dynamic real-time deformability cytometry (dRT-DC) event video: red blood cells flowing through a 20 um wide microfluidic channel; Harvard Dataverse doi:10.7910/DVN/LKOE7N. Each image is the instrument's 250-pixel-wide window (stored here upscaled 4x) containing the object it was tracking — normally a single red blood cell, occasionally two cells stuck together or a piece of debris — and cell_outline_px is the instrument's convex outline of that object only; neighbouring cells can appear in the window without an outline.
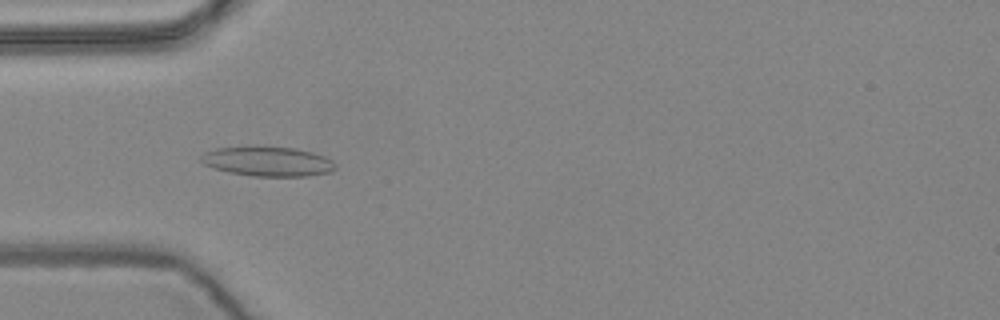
{"species": "common noctule bat (a hibernating species)", "species_latin": "Nyctalus noctula", "temperature_condition": "warm", "stored_images_in_passage": 57, "camera_frame_rate_fps": 3000, "um_per_image_px": 0.085, "animal": {"sex": "female", "body_mass_g": 24.6, "forearm_length_mm": 56.2}, "frame": {"image": 1, "passage_image": 18, "time_ms": 5.667, "image_size_px": [1000, 320], "cell_outline_px": [[336, 168], [332, 172], [308, 176], [252, 176], [228, 172], [212, 168], [204, 164], [200, 160], [200, 156], [204, 152], [216, 148], [296, 148], [312, 152], [324, 156], [332, 160], [336, 164]], "centroid_in_image_um": [22.78, 13.75], "position_along_channel_um": 62.2, "area_um2": 22.89}}
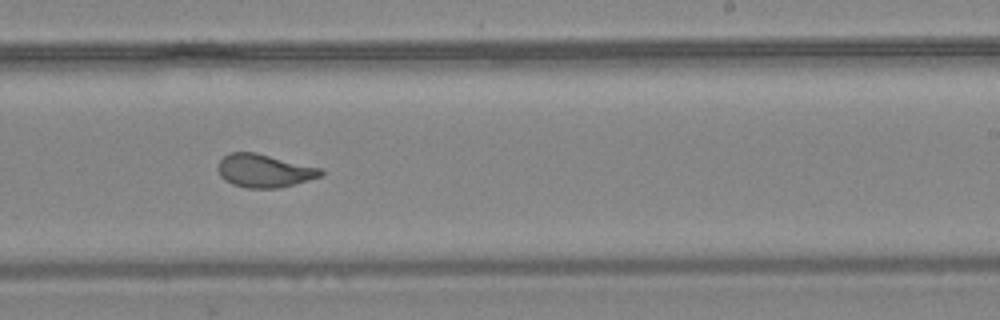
{"frame": {"image": 2, "passage_image": 35, "time_ms": 11.333, "image_size_px": [1000, 320], "cell_outline_px": [[324, 176], [276, 188], [248, 188], [232, 184], [224, 180], [220, 176], [216, 168], [220, 160], [228, 152], [256, 152], [320, 168], [324, 172]], "centroid_in_image_um": [22.42, 14.5], "position_along_channel_um": 266.6, "area_um2": 19.88}}
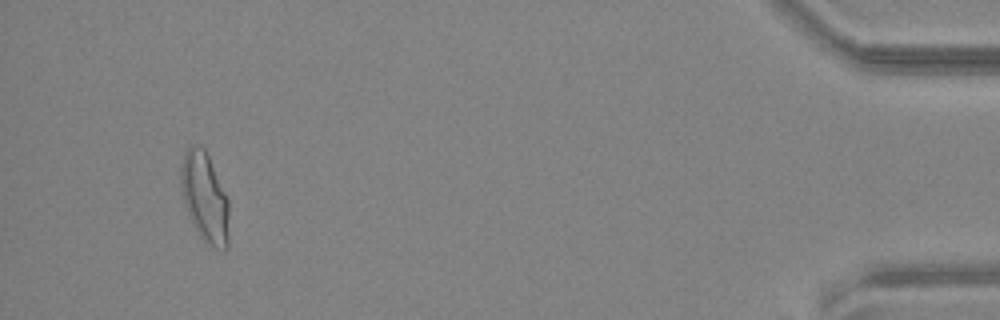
{"frame": {"image": 3, "passage_image": 54, "time_ms": 17.667, "image_size_px": [1000, 320], "cell_outline_px": [[228, 248], [224, 252], [208, 244], [200, 236], [184, 204], [180, 188], [180, 168], [184, 152], [192, 144], [200, 144], [204, 148], [208, 156], [228, 200]], "centroid_in_image_um": [17.39, 16.76], "position_along_channel_um": 417.8, "area_um2": 25.03}, "authors_computed_cell_mechanics": {"area_um2": 21.1548, "velocity_mm_per_s": 3.6151, "shape_relaxation_time_tau1_ms": 7.5517, "shape_relaxation_time_tau2_ms": 1.3007, "deformation_change_tau1": 0.2119, "deformation_change_tau2": 0.0833}}